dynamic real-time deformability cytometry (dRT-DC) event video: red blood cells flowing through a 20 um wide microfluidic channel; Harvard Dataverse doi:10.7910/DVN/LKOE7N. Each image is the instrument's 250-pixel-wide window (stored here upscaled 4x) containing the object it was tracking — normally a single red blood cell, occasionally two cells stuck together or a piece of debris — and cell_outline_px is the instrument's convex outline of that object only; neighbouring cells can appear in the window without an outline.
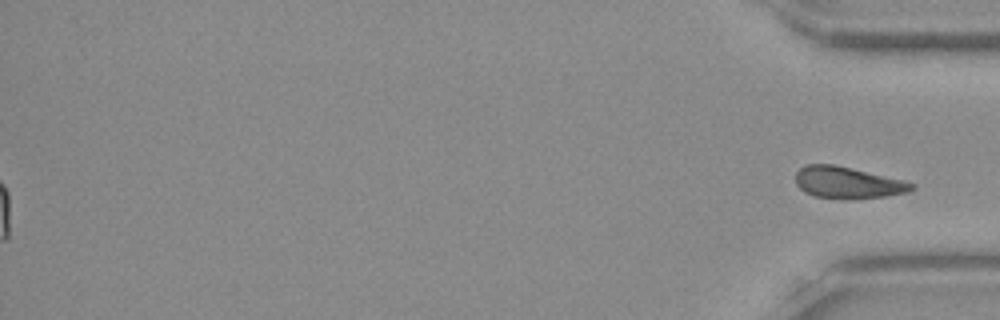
{"species": "Egyptian fruit bat (a non-hibernating species)", "species_latin": "Rousettus aegyptiacus", "temperature_condition": "room temperature", "stored_images_in_passage": 39, "segment_of_instrument_passage": [2, 2], "camera_frame_rate_fps": 3000, "um_per_image_px": 0.085, "frame": {"image": 1, "passage_image": 39, "time_ms": 12.667, "image_size_px": [1000, 320], "cell_outline_px": [[916, 188], [908, 192], [888, 196], [844, 200], [816, 196], [804, 192], [796, 184], [796, 172], [804, 164], [832, 164], [900, 180], [916, 184]], "centroid_in_image_um": [72.02, 15.54], "position_along_channel_um": 363.2, "area_um2": 21.27}}